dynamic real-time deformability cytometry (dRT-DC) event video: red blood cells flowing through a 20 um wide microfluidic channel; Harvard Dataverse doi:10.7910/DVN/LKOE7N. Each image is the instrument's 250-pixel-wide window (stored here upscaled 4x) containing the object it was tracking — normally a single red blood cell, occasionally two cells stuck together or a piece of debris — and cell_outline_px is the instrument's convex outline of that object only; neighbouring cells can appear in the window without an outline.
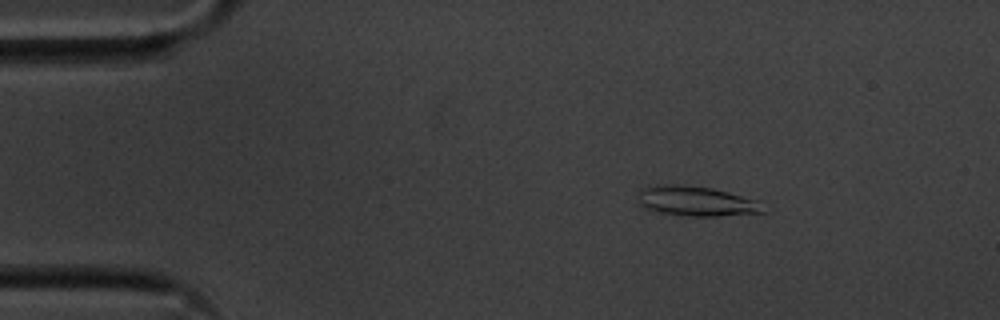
{"species": "common noctule bat (a hibernating species)", "species_latin": "Nyctalus noctula", "temperature_condition": "cold", "stored_images_in_passage": 56, "camera_frame_rate_fps": 3000, "um_per_image_px": 0.085, "animal": {"sex": "male", "body_mass_g": 20.1, "forearm_length_mm": 53.5}, "frame": {"image": 1, "passage_image": 9, "time_ms": 2.667, "image_size_px": [1000, 320], "cell_outline_px": [[768, 212], [716, 216], [688, 216], [656, 212], [644, 208], [640, 204], [640, 192], [644, 188], [656, 184], [684, 184], [712, 188], [764, 200]], "centroid_in_image_um": [59.32, 17.1], "position_along_channel_um": 25.7, "area_um2": 22.43}}
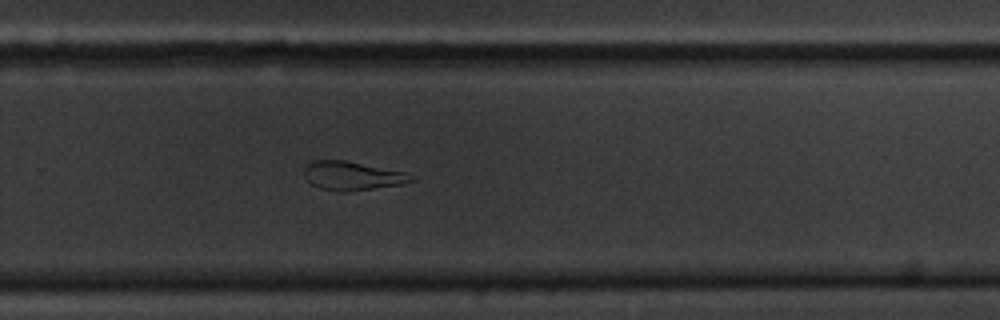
{"frame": {"image": 2, "passage_image": 37, "time_ms": 12.0, "image_size_px": [1000, 320], "cell_outline_px": [[416, 180], [400, 184], [344, 192], [340, 192], [320, 188], [312, 184], [304, 176], [304, 168], [312, 160], [344, 160], [404, 172]], "centroid_in_image_um": [29.88, 14.94], "position_along_channel_um": 299.9, "area_um2": 17.57}}
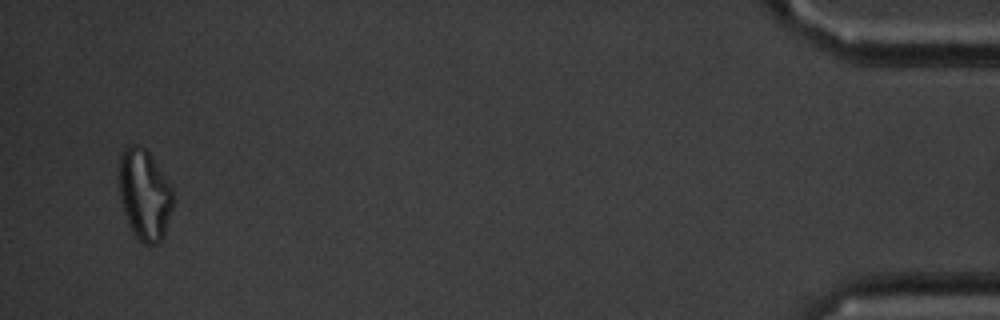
{"frame": {"image": 3, "passage_image": 54, "time_ms": 17.667, "image_size_px": [1000, 320], "cell_outline_px": [[172, 208], [164, 236], [160, 244], [144, 244], [132, 232], [124, 212], [120, 200], [116, 176], [120, 152], [128, 144], [136, 144], [144, 148], [148, 152], [168, 180], [172, 188]], "centroid_in_image_um": [12.23, 16.51], "position_along_channel_um": 423.0, "area_um2": 29.13}, "authors_computed_cell_mechanics": {"area_um2": 20.0277, "velocity_mm_per_s": 3.6012, "shape_relaxation_time_tau1_ms": null, "shape_relaxation_time_tau2_ms": 3.8533, "deformation_change_tau1": null, "deformation_change_tau2": 0.1208}}